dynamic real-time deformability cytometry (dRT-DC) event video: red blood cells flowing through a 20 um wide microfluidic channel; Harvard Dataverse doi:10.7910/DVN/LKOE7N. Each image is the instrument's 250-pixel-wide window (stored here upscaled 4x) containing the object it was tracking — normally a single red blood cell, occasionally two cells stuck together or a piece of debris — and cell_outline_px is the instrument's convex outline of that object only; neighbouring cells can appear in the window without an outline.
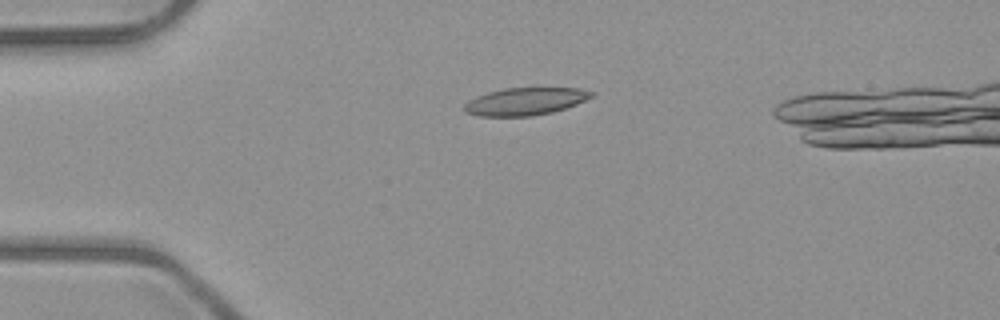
{"species": "common noctule bat (a hibernating species)", "species_latin": "Nyctalus noctula", "temperature_condition": "room temperature", "stored_images_in_passage": 5, "camera_frame_rate_fps": 3000, "um_per_image_px": 0.085, "animal": {"sex": "male", "body_mass_g": 23.1, "forearm_length_mm": 52.7}, "frame": {"image": 1, "passage_image": 4, "time_ms": 3.667, "image_size_px": [1000, 320], "cell_outline_px": [[596, 96], [576, 104], [552, 112], [532, 116], [480, 116], [464, 112], [460, 108], [468, 100], [476, 96], [488, 92], [504, 88], [580, 88], [596, 92]], "centroid_in_image_um": [44.64, 8.62], "position_along_channel_um": 40.4, "area_um2": 20.63}}